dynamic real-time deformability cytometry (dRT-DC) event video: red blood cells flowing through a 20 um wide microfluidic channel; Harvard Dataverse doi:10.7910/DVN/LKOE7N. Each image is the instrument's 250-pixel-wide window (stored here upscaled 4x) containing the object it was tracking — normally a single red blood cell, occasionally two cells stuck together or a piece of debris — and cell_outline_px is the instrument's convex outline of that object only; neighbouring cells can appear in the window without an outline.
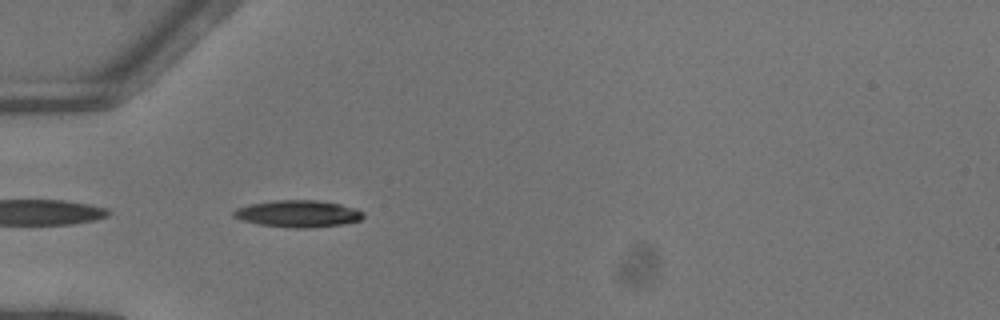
{"species": "common noctule bat (a hibernating species)", "species_latin": "Nyctalus noctula", "temperature_condition": "warm", "stored_images_in_passage": 35, "camera_frame_rate_fps": 3000, "um_per_image_px": 0.085, "animal": {"sex": "female"}, "frame": {"image": 1, "passage_image": 1, "time_ms": 0.0, "image_size_px": [1000, 320], "cell_outline_px": [[364, 216], [360, 220], [344, 224], [312, 228], [292, 228], [260, 224], [244, 220], [232, 216], [232, 212], [236, 208], [252, 204], [276, 200], [316, 200], [340, 204], [356, 208], [364, 212]], "centroid_in_image_um": [25.38, 18.17], "position_along_channel_um": 59.6, "area_um2": 20.29}}
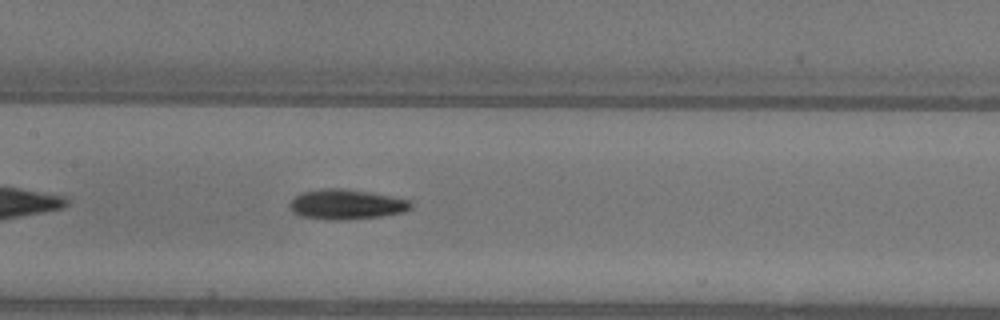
{"frame": {"image": 2, "passage_image": 10, "time_ms": 3.0, "image_size_px": [1000, 320], "cell_outline_px": [[412, 208], [400, 212], [380, 216], [340, 220], [328, 220], [300, 216], [292, 212], [288, 208], [288, 204], [296, 196], [304, 192], [324, 188], [340, 188], [368, 192], [408, 200], [412, 204]], "centroid_in_image_um": [29.36, 17.38], "position_along_channel_um": 178.0, "area_um2": 20.87}}
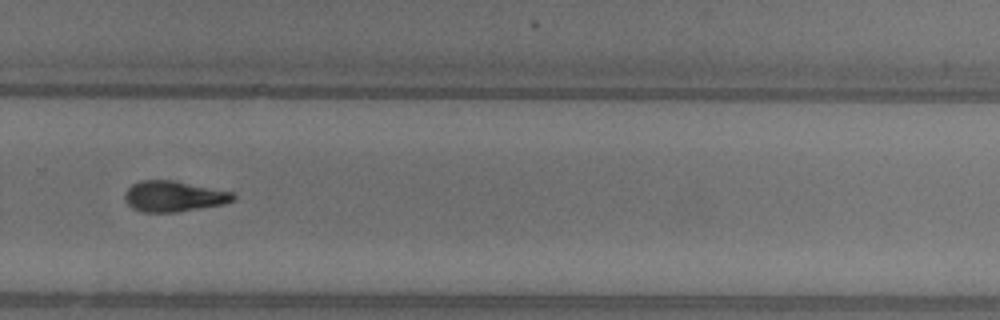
{"frame": {"image": 3, "passage_image": 20, "time_ms": 6.333, "image_size_px": [1000, 320], "cell_outline_px": [[236, 200], [224, 204], [176, 212], [140, 212], [132, 208], [124, 200], [124, 192], [132, 184], [140, 180], [172, 180], [232, 192], [236, 196]], "centroid_in_image_um": [14.74, 16.69], "position_along_channel_um": 315.1, "area_um2": 19.48}, "authors_computed_cell_mechanics": {"area_um2": 19.5364, "velocity_mm_per_s": 4.1386, "shape_relaxation_time_tau1_ms": 3.5695, "shape_relaxation_time_tau2_ms": null, "deformation_change_tau1": 0.1576, "deformation_change_tau2": null}}